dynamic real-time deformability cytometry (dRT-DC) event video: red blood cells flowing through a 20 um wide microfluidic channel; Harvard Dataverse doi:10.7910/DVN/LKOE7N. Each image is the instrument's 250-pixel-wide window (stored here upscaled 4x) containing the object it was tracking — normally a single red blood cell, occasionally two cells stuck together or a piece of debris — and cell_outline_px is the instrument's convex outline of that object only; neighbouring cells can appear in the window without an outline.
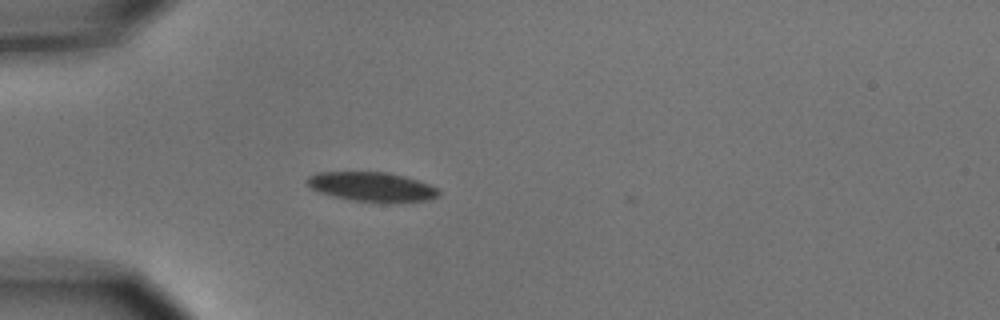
{"species": "common noctule bat (a hibernating species)", "species_latin": "Nyctalus noctula", "temperature_condition": "cold", "stored_images_in_passage": 1, "camera_frame_rate_fps": 3000, "um_per_image_px": 0.085, "animal": {"sex": "male", "body_mass_g": 15.6}, "frame": {"image": 1, "passage_image": 1, "time_ms": 0.0, "image_size_px": [1000, 320], "cell_outline_px": [[440, 196], [428, 200], [356, 200], [332, 196], [320, 192], [312, 188], [304, 180], [308, 176], [316, 172], [388, 172], [404, 176], [428, 184], [436, 188], [440, 192]], "centroid_in_image_um": [31.55, 15.83], "position_along_channel_um": 53.5, "area_um2": 21.73}}